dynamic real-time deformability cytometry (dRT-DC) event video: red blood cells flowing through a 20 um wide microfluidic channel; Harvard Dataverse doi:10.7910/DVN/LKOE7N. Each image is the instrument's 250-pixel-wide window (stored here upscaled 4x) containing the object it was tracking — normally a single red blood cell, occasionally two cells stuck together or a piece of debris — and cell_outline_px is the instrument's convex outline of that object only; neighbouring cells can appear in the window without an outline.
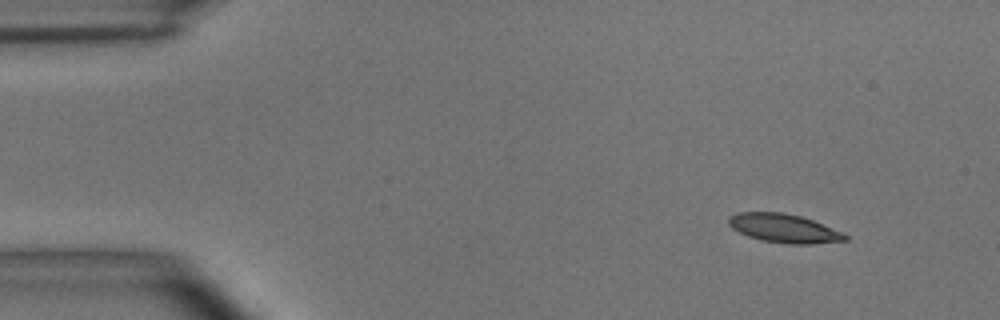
{"species": "common noctule bat (a hibernating species)", "species_latin": "Nyctalus noctula", "temperature_condition": "room temperature", "stored_images_in_passage": 4, "segment_of_instrument_passage": [1, 2], "camera_frame_rate_fps": 3000, "um_per_image_px": 0.085, "animal": {"sex": "male", "body_mass_g": 15.6}, "frame": {"image": 1, "passage_image": 1, "time_ms": 0.0, "image_size_px": [1000, 320], "cell_outline_px": [[848, 240], [812, 244], [788, 244], [760, 240], [748, 236], [732, 228], [728, 224], [728, 216], [736, 212], [784, 212], [800, 216], [812, 220], [844, 232], [848, 236]], "centroid_in_image_um": [66.64, 19.4], "position_along_channel_um": 18.4, "area_um2": 19.65}}
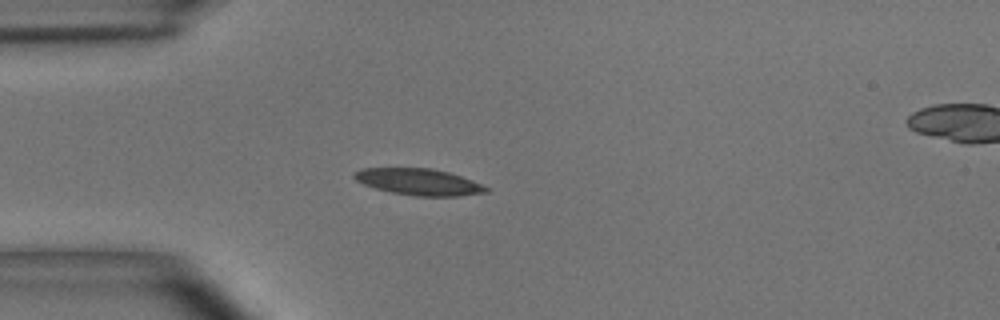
{"frame": {"image": 2, "passage_image": 3, "time_ms": 0.667, "image_size_px": [1000, 320], "cell_outline_px": [[488, 192], [460, 196], [416, 196], [392, 192], [376, 188], [364, 184], [356, 180], [352, 176], [352, 172], [364, 168], [432, 168], [448, 172], [472, 180], [488, 188]], "centroid_in_image_um": [35.58, 15.45], "position_along_channel_um": 49.4, "area_um2": 20.23}}